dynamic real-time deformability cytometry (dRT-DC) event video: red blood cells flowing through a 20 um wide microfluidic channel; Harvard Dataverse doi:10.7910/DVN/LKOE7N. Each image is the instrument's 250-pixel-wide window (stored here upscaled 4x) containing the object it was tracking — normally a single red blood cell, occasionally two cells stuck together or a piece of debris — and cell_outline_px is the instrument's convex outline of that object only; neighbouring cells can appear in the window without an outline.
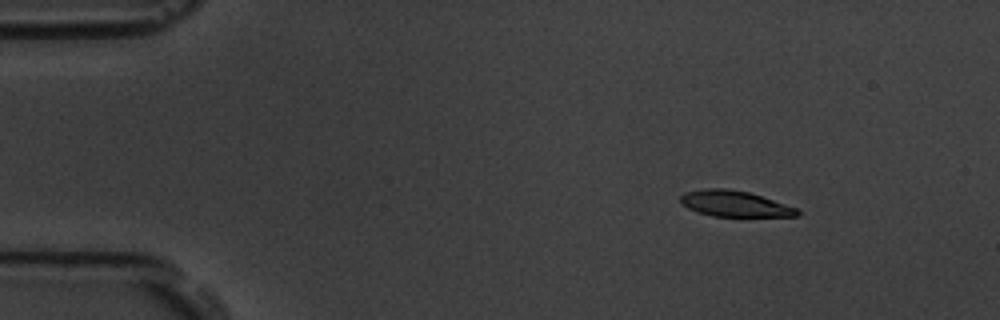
{"species": "common noctule bat (a hibernating species)", "species_latin": "Nyctalus noctula", "temperature_condition": "room temperature", "stored_images_in_passage": 6, "camera_frame_rate_fps": 3000, "um_per_image_px": 0.085, "animal": {"sex": "male", "body_mass_g": 19.5, "forearm_length_mm": 54.6}, "frame": {"image": 1, "passage_image": 3, "time_ms": 2.333, "image_size_px": [1000, 320], "cell_outline_px": [[800, 216], [712, 216], [696, 212], [688, 208], [680, 200], [680, 196], [684, 192], [704, 188], [728, 188], [748, 192], [796, 208], [800, 212]], "centroid_in_image_um": [62.4, 17.31], "position_along_channel_um": 22.6, "area_um2": 17.46}}
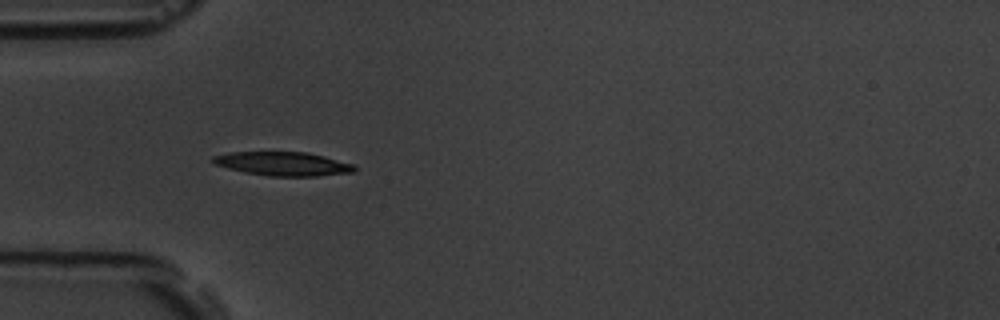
{"frame": {"image": 2, "passage_image": 6, "time_ms": 5.667, "image_size_px": [1000, 320], "cell_outline_px": [[356, 168], [352, 172], [316, 176], [268, 176], [244, 172], [212, 164], [212, 156], [228, 152], [308, 152], [324, 156], [352, 164]], "centroid_in_image_um": [23.99, 13.92], "position_along_channel_um": 61.0, "area_um2": 19.59}}